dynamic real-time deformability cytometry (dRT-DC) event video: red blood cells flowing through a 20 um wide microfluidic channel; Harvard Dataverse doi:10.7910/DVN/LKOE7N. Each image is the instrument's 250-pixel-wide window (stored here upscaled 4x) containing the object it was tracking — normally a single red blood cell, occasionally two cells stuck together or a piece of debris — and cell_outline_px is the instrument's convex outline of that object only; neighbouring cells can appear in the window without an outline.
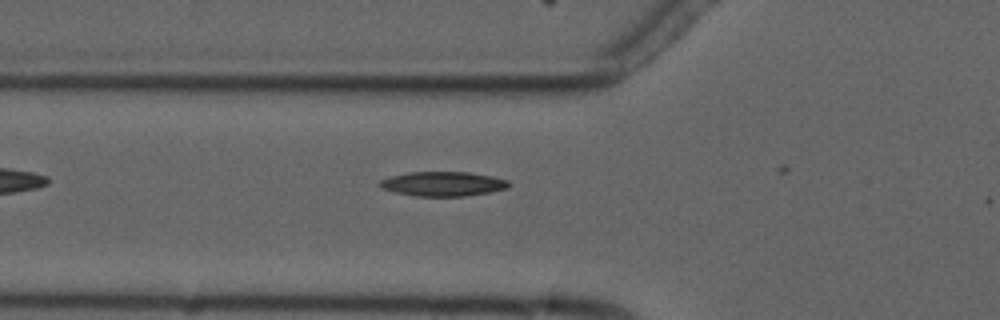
{"species": "common noctule bat (a hibernating species)", "species_latin": "Nyctalus noctula", "temperature_condition": "cold", "stored_images_in_passage": 3, "camera_frame_rate_fps": 3000, "um_per_image_px": 0.085, "animal": {"sex": "male", "forearm_length_mm": 52.5}, "frame": {"image": 1, "passage_image": 3, "time_ms": 2.333, "image_size_px": [1000, 320], "cell_outline_px": [[512, 184], [508, 188], [488, 192], [464, 196], [416, 196], [396, 192], [380, 188], [376, 184], [380, 180], [392, 176], [408, 172], [468, 172], [492, 176], [508, 180]], "centroid_in_image_um": [37.64, 15.62], "position_along_channel_um": 88.2, "area_um2": 18.44}}